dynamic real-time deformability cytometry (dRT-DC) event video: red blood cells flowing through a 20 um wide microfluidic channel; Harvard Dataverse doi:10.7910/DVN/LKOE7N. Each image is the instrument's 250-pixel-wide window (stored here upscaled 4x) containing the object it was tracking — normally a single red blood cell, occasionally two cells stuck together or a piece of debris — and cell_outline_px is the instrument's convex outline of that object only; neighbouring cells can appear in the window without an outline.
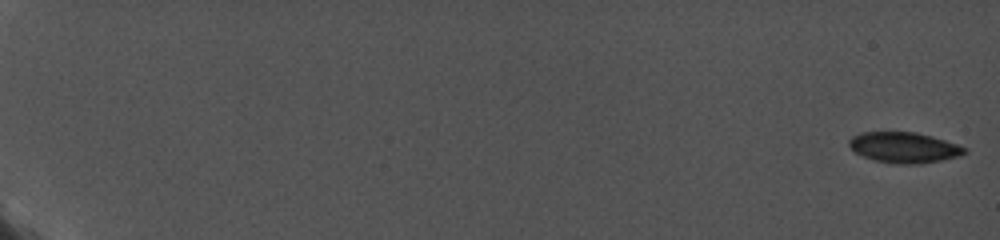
{"species": "common noctule bat (a hibernating species)", "species_latin": "Nyctalus noctula", "temperature_condition": "cold", "stored_images_in_passage": 38, "camera_frame_rate_fps": 5000, "um_per_image_px": 0.085, "animal": {"sex": "female", "body_mass_g": 19.0, "forearm_length_mm": 56.7}, "frame": {"image": 1, "passage_image": 1, "time_ms": 0.0, "image_size_px": [1000, 240], "cell_outline_px": [[968, 152], [960, 156], [920, 164], [896, 164], [876, 160], [864, 156], [856, 152], [848, 144], [848, 140], [852, 136], [860, 132], [916, 132], [932, 136], [968, 148]], "centroid_in_image_um": [76.86, 12.53], "position_along_channel_um": 8.1, "area_um2": 20.58}}
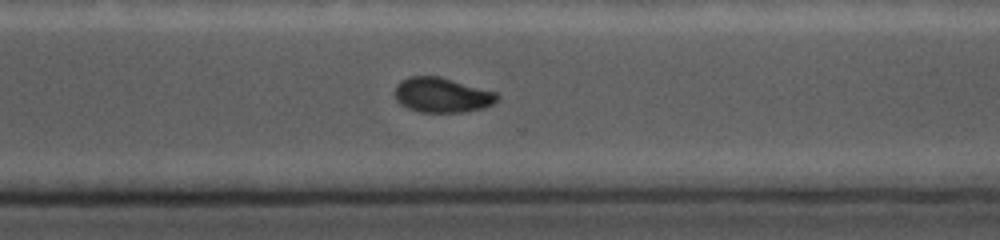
{"frame": {"image": 2, "passage_image": 32, "time_ms": 15.0, "image_size_px": [1000, 240], "cell_outline_px": [[500, 96], [492, 104], [484, 108], [464, 112], [420, 112], [408, 108], [400, 104], [396, 100], [396, 84], [400, 80], [408, 76], [440, 76], [496, 92]], "centroid_in_image_um": [37.56, 8.07], "position_along_channel_um": 333.0, "area_um2": 20.87}}
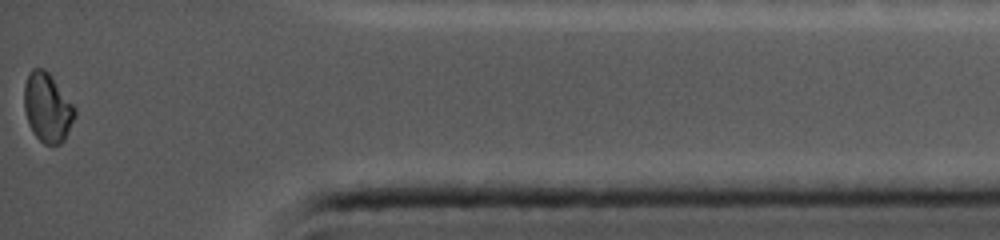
{"frame": {"image": 3, "passage_image": 38, "time_ms": 18.0, "image_size_px": [1000, 240], "cell_outline_px": [[76, 116], [64, 140], [60, 144], [44, 144], [32, 132], [28, 124], [24, 108], [24, 84], [28, 72], [32, 68], [44, 68], [48, 72], [76, 108]], "centroid_in_image_um": [4.02, 9.14], "position_along_channel_um": 431.2, "area_um2": 20.46}}